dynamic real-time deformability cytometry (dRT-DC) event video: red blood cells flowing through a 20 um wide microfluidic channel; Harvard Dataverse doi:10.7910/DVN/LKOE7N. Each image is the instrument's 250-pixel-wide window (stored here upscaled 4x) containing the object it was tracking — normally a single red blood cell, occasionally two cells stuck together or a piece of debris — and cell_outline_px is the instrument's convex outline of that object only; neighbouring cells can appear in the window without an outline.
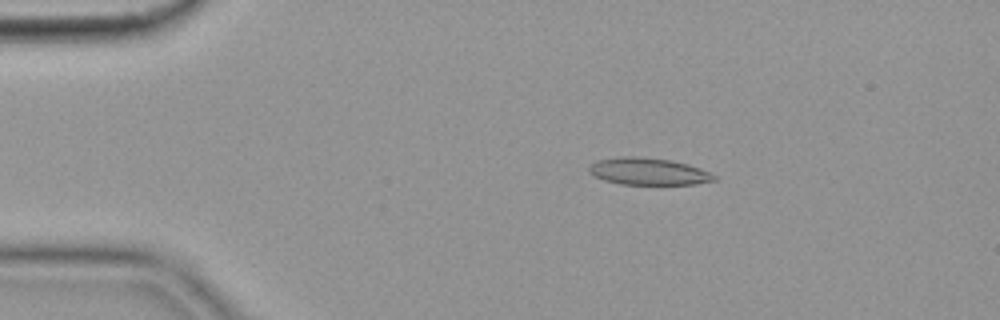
{"species": "common noctule bat (a hibernating species)", "species_latin": "Nyctalus noctula", "temperature_condition": "cold", "stored_images_in_passage": 55, "camera_frame_rate_fps": 3000, "um_per_image_px": 0.085, "animal": {"sex": "female", "body_mass_g": 19.9}, "frame": {"image": 1, "passage_image": 10, "time_ms": 3.0, "image_size_px": [1000, 320], "cell_outline_px": [[716, 180], [696, 184], [620, 184], [604, 180], [588, 172], [588, 168], [596, 160], [624, 156], [640, 156], [672, 160], [688, 164], [700, 168], [716, 176]], "centroid_in_image_um": [55.11, 14.56], "position_along_channel_um": 29.9, "area_um2": 19.71}}
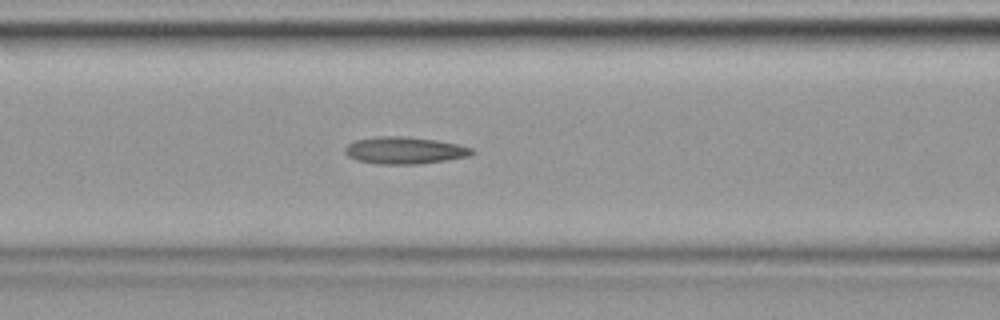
{"frame": {"image": 2, "passage_image": 23, "time_ms": 7.333, "image_size_px": [1000, 320], "cell_outline_px": [[476, 152], [472, 156], [416, 164], [380, 164], [356, 160], [348, 156], [344, 152], [344, 148], [348, 144], [356, 140], [380, 136], [404, 136], [436, 140], [456, 144], [472, 148]], "centroid_in_image_um": [34.39, 12.78], "position_along_channel_um": 132.2, "area_um2": 19.94}}
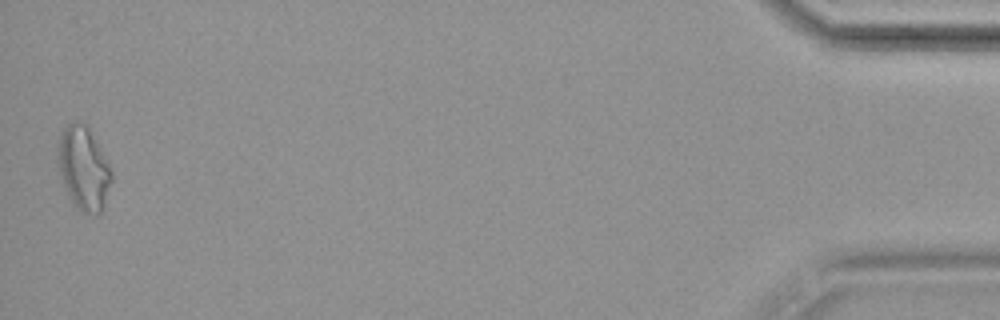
{"frame": {"image": 3, "passage_image": 55, "time_ms": 18.0, "image_size_px": [1000, 320], "cell_outline_px": [[112, 180], [100, 216], [84, 212], [76, 208], [68, 196], [64, 188], [56, 164], [56, 148], [60, 136], [64, 128], [72, 120], [84, 120], [88, 124], [112, 172]], "centroid_in_image_um": [7.06, 14.27], "position_along_channel_um": 428.1, "area_um2": 26.76}, "authors_computed_cell_mechanics": {"area_um2": 19.7098, "velocity_mm_per_s": 3.6056, "shape_relaxation_time_tau1_ms": null, "shape_relaxation_time_tau2_ms": 5.1734, "deformation_change_tau1": null, "deformation_change_tau2": 0.1442}}